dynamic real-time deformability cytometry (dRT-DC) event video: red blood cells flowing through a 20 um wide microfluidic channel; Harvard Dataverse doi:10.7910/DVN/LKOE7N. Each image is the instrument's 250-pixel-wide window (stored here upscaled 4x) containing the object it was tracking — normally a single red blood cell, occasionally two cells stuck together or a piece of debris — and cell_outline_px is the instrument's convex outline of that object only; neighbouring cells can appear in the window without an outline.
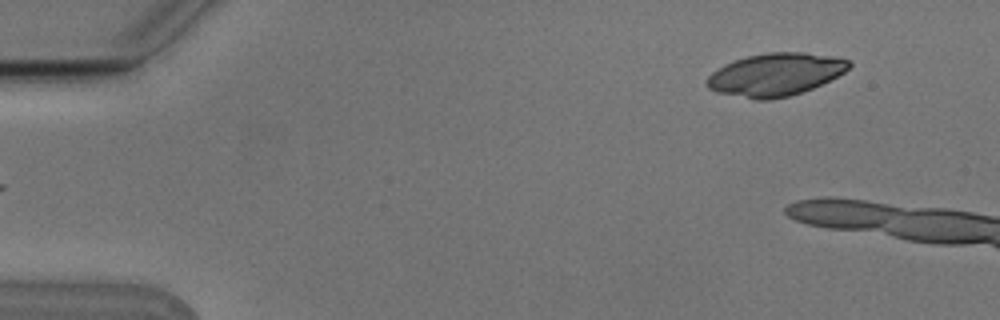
{"species": "Egyptian fruit bat (a non-hibernating species)", "species_latin": "Rousettus aegyptiacus", "temperature_condition": "cold", "stored_images_in_passage": 5, "segment_of_instrument_passage": [2, 2], "camera_frame_rate_fps": 3000, "um_per_image_px": 0.085, "animal": {"sex": "male"}, "frame": {"image": 1, "passage_image": 5, "time_ms": 1.333, "image_size_px": [1000, 320], "cell_outline_px": [[852, 64], [844, 72], [812, 88], [788, 96], [768, 100], [756, 100], [716, 92], [708, 88], [704, 84], [704, 80], [712, 72], [724, 64], [748, 56], [768, 52], [804, 52], [832, 56], [848, 60]], "centroid_in_image_um": [65.85, 6.33], "position_along_channel_um": 19.1, "area_um2": 35.2}}